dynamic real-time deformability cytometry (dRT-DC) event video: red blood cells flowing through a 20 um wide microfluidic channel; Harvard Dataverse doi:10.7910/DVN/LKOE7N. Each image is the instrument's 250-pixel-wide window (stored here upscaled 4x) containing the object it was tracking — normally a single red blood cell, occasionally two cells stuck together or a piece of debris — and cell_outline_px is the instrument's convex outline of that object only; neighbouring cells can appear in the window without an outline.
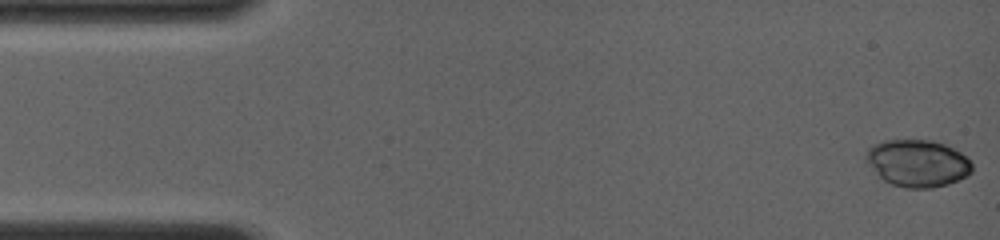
{"species": "common noctule bat (a hibernating species)", "species_latin": "Nyctalus noctula", "temperature_condition": "room temperature", "stored_images_in_passage": 20, "camera_frame_rate_fps": 4000, "um_per_image_px": 0.085, "animal": {"sex": "female", "body_mass_g": 19.0, "forearm_length_mm": 56.7}, "frame": {"image": 1, "passage_image": 1, "time_ms": 0.0, "image_size_px": [1000, 240], "cell_outline_px": [[972, 172], [968, 176], [948, 184], [932, 188], [904, 188], [892, 184], [884, 180], [864, 160], [864, 156], [868, 148], [884, 140], [932, 140], [944, 144], [960, 152], [972, 164]], "centroid_in_image_um": [77.99, 13.88], "position_along_channel_um": 7.0, "area_um2": 29.07}}
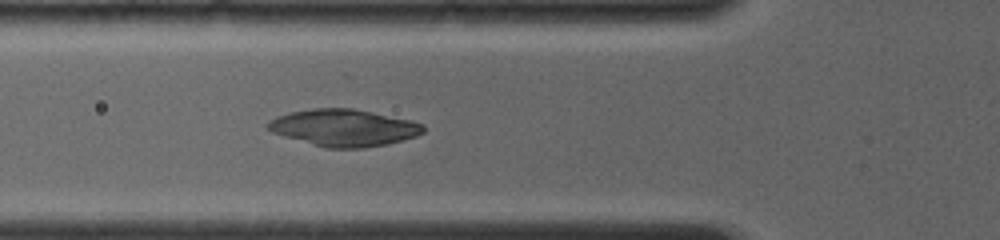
{"frame": {"image": 2, "passage_image": 15, "time_ms": 5.25, "image_size_px": [1000, 240], "cell_outline_px": [[424, 132], [416, 136], [388, 144], [364, 148], [328, 148], [312, 144], [284, 136], [272, 132], [264, 124], [268, 120], [276, 116], [292, 112], [312, 108], [352, 108], [412, 120], [424, 124]], "centroid_in_image_um": [29.23, 10.85], "position_along_channel_um": 96.6, "area_um2": 33.47}}
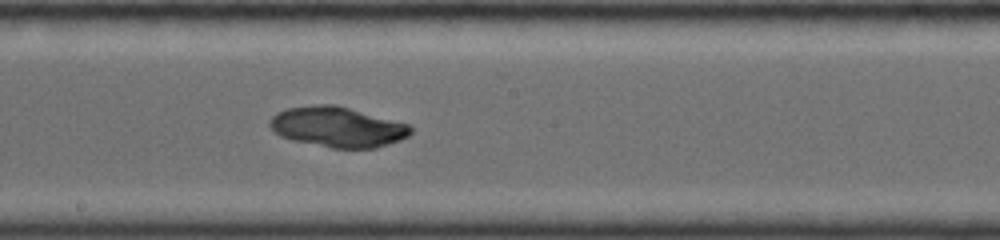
{"frame": {"image": 3, "passage_image": 20, "time_ms": 8.25, "image_size_px": [1000, 240], "cell_outline_px": [[412, 132], [408, 136], [400, 140], [376, 148], [332, 148], [292, 140], [280, 136], [268, 124], [268, 120], [276, 112], [288, 108], [316, 104], [336, 104], [408, 124], [412, 128]], "centroid_in_image_um": [28.67, 10.79], "position_along_channel_um": 219.5, "area_um2": 33.06}}